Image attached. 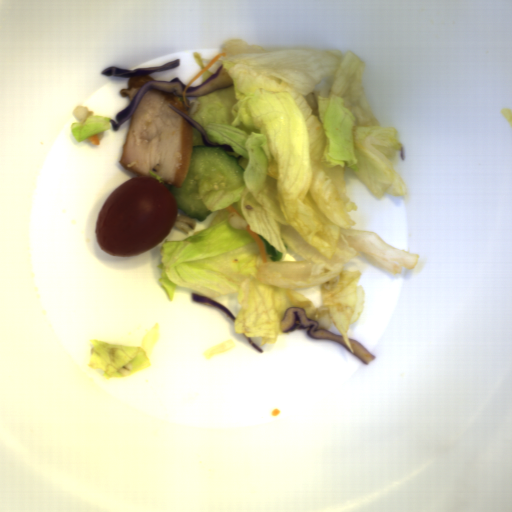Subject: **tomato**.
I'll list each match as a JSON object with an SVG mask.
<instances>
[{"label": "tomato", "instance_id": "1", "mask_svg": "<svg viewBox=\"0 0 512 512\" xmlns=\"http://www.w3.org/2000/svg\"><path fill=\"white\" fill-rule=\"evenodd\" d=\"M178 214L164 183L134 175L105 199L96 220L97 246L118 258L147 253L169 235Z\"/></svg>", "mask_w": 512, "mask_h": 512}]
</instances>
